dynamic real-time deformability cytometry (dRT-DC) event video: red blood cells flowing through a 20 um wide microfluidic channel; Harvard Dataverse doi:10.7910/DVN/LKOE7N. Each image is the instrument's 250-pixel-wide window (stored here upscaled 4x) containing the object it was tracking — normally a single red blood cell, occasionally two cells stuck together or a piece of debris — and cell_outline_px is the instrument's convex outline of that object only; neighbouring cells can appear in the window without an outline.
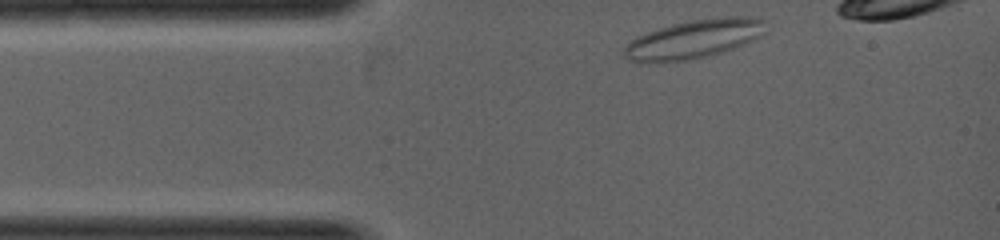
{"species": "common noctule bat (a hibernating species)", "species_latin": "Nyctalus noctula", "temperature_condition": "warm", "stored_images_in_passage": 3, "camera_frame_rate_fps": 5000, "um_per_image_px": 0.085, "animal": {"sex": "female", "body_mass_g": 19.0, "forearm_length_mm": 53.3}, "frame": {"image": 1, "passage_image": 1, "time_ms": 0.0, "image_size_px": [1000, 240], "cell_outline_px": [[764, 32], [760, 36], [744, 44], [720, 52], [688, 60], [640, 64], [628, 60], [624, 56], [624, 48], [636, 36], [672, 24], [692, 20], [728, 16], [752, 16], [764, 20]], "centroid_in_image_um": [58.94, 3.33], "position_along_channel_um": 26.1, "area_um2": 31.79}}